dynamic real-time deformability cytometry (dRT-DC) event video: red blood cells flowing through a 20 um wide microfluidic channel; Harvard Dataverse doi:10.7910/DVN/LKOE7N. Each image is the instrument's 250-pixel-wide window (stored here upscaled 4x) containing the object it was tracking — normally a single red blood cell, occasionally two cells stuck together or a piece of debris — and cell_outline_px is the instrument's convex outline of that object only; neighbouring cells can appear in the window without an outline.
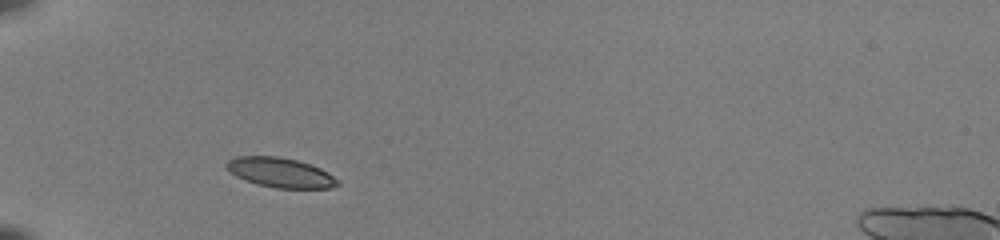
{"species": "common noctule bat (a hibernating species)", "species_latin": "Nyctalus noctula", "temperature_condition": "room temperature", "stored_images_in_passage": 35, "camera_frame_rate_fps": 3000, "um_per_image_px": 0.085, "animal": {"sex": "female", "body_mass_g": 22.0, "forearm_length_mm": 56.7}, "frame": {"image": 1, "passage_image": 1, "time_ms": 0.0, "image_size_px": [1000, 240], "cell_outline_px": [[340, 184], [328, 188], [276, 188], [256, 184], [244, 180], [236, 176], [224, 168], [224, 164], [228, 160], [236, 156], [280, 156], [296, 160], [320, 168], [328, 172], [340, 180]], "centroid_in_image_um": [23.8, 14.66], "position_along_channel_um": 61.2, "area_um2": 19.42}}
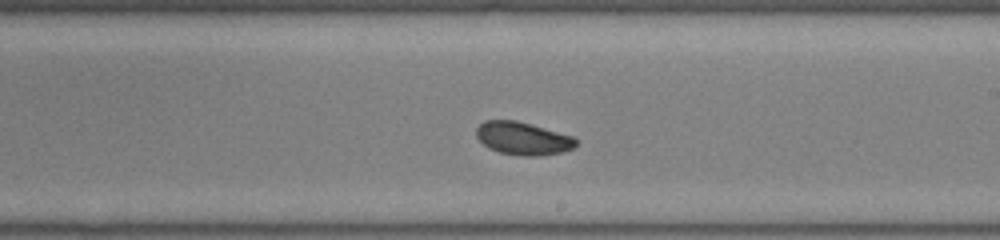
{"frame": {"image": 2, "passage_image": 16, "time_ms": 5.0, "image_size_px": [1000, 240], "cell_outline_px": [[576, 144], [572, 148], [564, 152], [540, 156], [520, 156], [500, 152], [488, 148], [476, 136], [476, 128], [484, 120], [516, 120], [572, 136], [576, 140]], "centroid_in_image_um": [44.42, 11.77], "position_along_channel_um": 244.6, "area_um2": 19.02}}
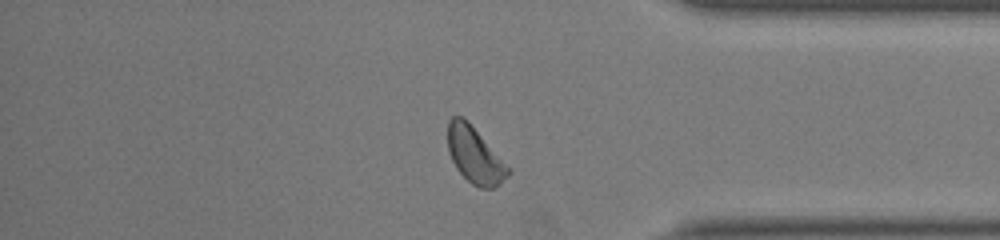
{"frame": {"image": 3, "passage_image": 28, "time_ms": 9.0, "image_size_px": [1000, 240], "cell_outline_px": [[512, 172], [508, 176], [492, 188], [480, 188], [472, 184], [456, 168], [448, 152], [448, 120], [452, 116], [464, 116], [468, 120]], "centroid_in_image_um": [40.32, 13.16], "position_along_channel_um": 394.9, "area_um2": 19.42}, "authors_computed_cell_mechanics": {"area_um2": 19.4208, "velocity_mm_per_s": 3.9694, "shape_relaxation_time_tau1_ms": 3.1916, "shape_relaxation_time_tau2_ms": 4.7964, "deformation_change_tau1": 0.1107, "deformation_change_tau2": 0.1012}}